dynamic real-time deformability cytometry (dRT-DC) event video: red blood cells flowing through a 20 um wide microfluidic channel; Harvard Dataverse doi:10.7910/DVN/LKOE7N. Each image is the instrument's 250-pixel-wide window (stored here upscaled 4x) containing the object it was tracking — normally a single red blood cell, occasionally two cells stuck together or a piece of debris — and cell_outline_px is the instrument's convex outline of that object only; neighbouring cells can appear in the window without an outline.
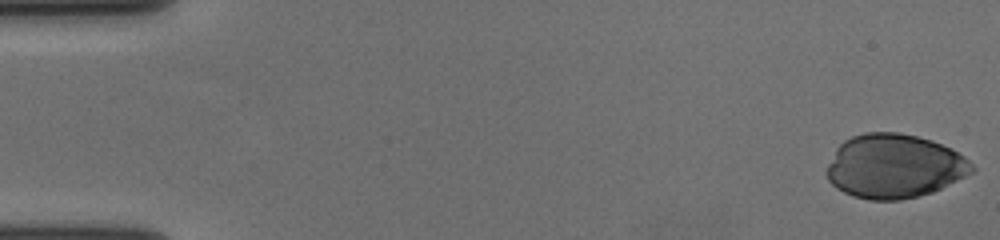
{"species": "human", "species_latin": "Homo sapiens", "temperature_condition": "cold", "stored_images_in_passage": 15, "camera_frame_rate_fps": 3000, "um_per_image_px": 0.085, "donor": {"sex": "female"}, "frame": {"image": 1, "passage_image": 1, "time_ms": 0.0, "image_size_px": [1000, 240], "cell_outline_px": [[976, 168], [972, 172], [932, 192], [900, 200], [868, 200], [852, 196], [836, 188], [828, 180], [824, 172], [836, 148], [844, 140], [852, 136], [864, 132], [900, 132], [932, 140], [964, 156]], "centroid_in_image_um": [75.95, 14.12], "position_along_channel_um": 9.0, "area_um2": 54.04}}
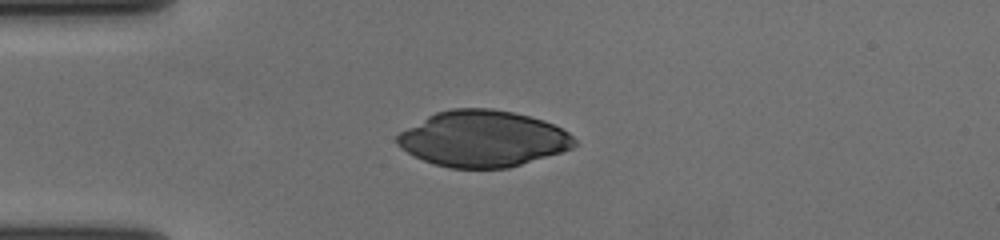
{"frame": {"image": 2, "passage_image": 15, "time_ms": 4.667, "image_size_px": [1000, 240], "cell_outline_px": [[576, 144], [572, 148], [560, 152], [508, 168], [448, 168], [432, 164], [400, 148], [396, 144], [396, 136], [400, 132], [428, 116], [436, 112], [452, 108], [492, 108], [512, 112], [544, 120], [568, 132], [576, 140]], "centroid_in_image_um": [41.02, 11.79], "position_along_channel_um": 44.0, "area_um2": 57.74}}